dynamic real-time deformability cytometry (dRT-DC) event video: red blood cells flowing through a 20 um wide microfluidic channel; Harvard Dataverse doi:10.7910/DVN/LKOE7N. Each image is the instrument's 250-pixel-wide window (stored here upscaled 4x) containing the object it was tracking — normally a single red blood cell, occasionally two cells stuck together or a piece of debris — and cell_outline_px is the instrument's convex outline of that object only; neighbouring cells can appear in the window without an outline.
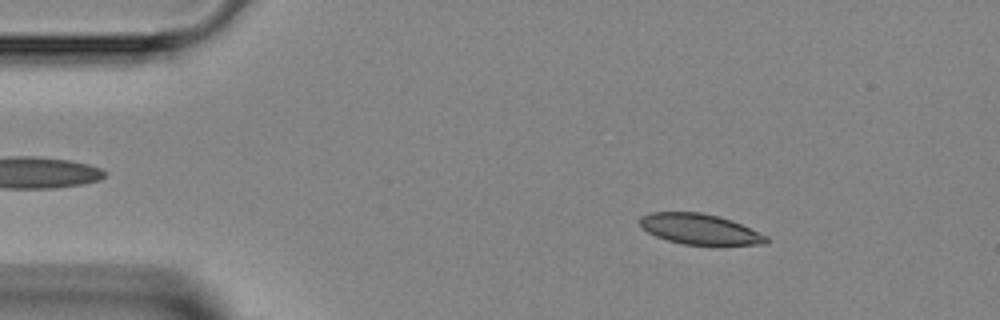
{"species": "Egyptian fruit bat (a non-hibernating species)", "species_latin": "Rousettus aegyptiacus", "temperature_condition": "room temperature", "stored_images_in_passage": 45, "segment_of_instrument_passage": [1, 2], "camera_frame_rate_fps": 3000, "um_per_image_px": 0.085, "animal": {"sex": "female"}, "frame": {"image": 1, "passage_image": 6, "time_ms": 1.667, "image_size_px": [1000, 320], "cell_outline_px": [[768, 240], [764, 244], [684, 244], [668, 240], [656, 236], [648, 232], [640, 224], [640, 216], [652, 212], [700, 212], [720, 216], [732, 220], [768, 236]], "centroid_in_image_um": [59.47, 19.45], "position_along_channel_um": 25.5, "area_um2": 22.14}}
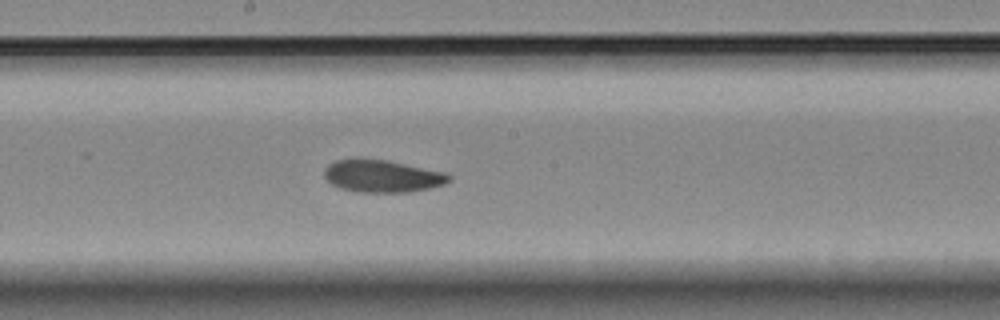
{"frame": {"image": 2, "passage_image": 23, "time_ms": 7.333, "image_size_px": [1000, 320], "cell_outline_px": [[452, 180], [444, 184], [428, 188], [408, 192], [360, 192], [340, 188], [332, 184], [324, 176], [324, 168], [328, 164], [336, 160], [360, 156], [388, 160], [444, 172], [452, 176]], "centroid_in_image_um": [32.45, 14.93], "position_along_channel_um": 215.7, "area_um2": 23.93}}
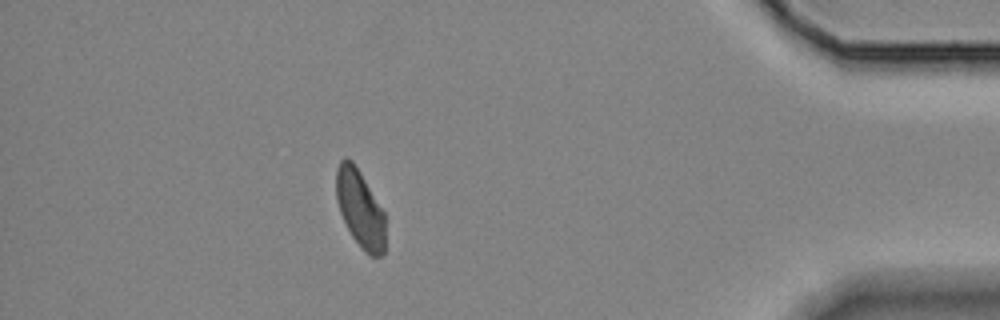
{"frame": {"image": 3, "passage_image": 39, "time_ms": 12.667, "image_size_px": [1000, 320], "cell_outline_px": [[384, 252], [380, 256], [368, 256], [364, 252], [352, 236], [340, 212], [336, 200], [336, 168], [340, 160], [344, 156], [352, 160], [360, 172], [384, 212]], "centroid_in_image_um": [30.58, 17.72], "position_along_channel_um": 404.6, "area_um2": 22.08}}